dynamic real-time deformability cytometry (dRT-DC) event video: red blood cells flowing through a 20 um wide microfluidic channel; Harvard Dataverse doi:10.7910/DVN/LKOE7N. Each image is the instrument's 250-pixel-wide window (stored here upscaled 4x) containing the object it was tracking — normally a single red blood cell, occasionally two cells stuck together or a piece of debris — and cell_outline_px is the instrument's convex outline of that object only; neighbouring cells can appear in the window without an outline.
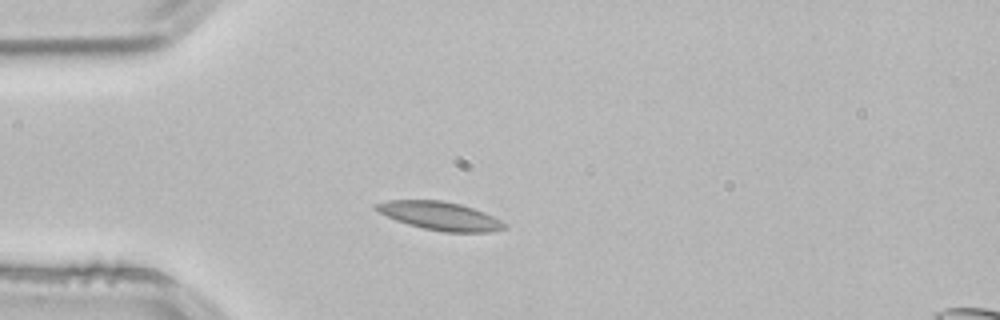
{"species": "common noctule bat (a hibernating species)", "species_latin": "Nyctalus noctula", "temperature_condition": "room temperature", "stored_images_in_passage": 2, "camera_frame_rate_fps": 3000, "um_per_image_px": 0.085, "animal": {"sex": "male", "body_mass_g": 21.5, "forearm_length_mm": 52.0}, "frame": {"image": 1, "passage_image": 2, "time_ms": 0.333, "image_size_px": [1000, 320], "cell_outline_px": [[508, 228], [492, 232], [444, 232], [424, 228], [408, 224], [396, 220], [372, 208], [372, 204], [388, 200], [440, 200], [460, 204], [484, 212], [508, 224]], "centroid_in_image_um": [37.41, 18.35], "position_along_channel_um": 47.6, "area_um2": 21.21}}